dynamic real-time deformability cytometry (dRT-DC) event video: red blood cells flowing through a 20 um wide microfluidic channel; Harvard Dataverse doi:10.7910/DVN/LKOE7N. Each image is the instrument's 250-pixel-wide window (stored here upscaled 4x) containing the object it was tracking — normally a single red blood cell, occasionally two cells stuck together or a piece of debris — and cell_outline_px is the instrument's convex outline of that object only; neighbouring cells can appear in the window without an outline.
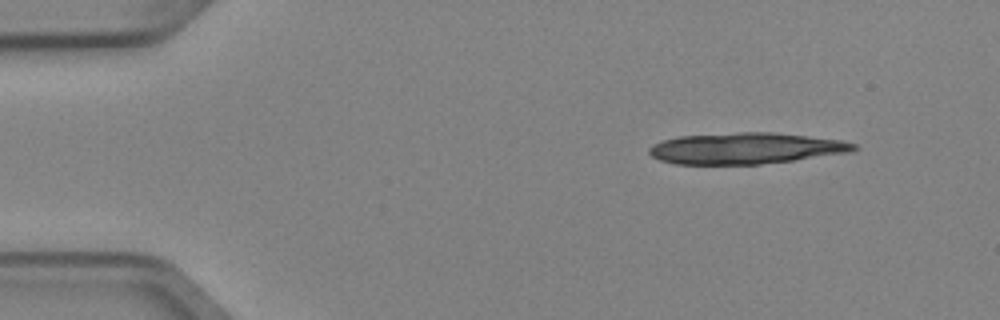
{"species": "Egyptian fruit bat (a non-hibernating species)", "species_latin": "Rousettus aegyptiacus", "temperature_condition": "cold", "stored_images_in_passage": 4, "camera_frame_rate_fps": 3000, "um_per_image_px": 0.085, "animal": {"sex": "female"}, "frame": {"image": 1, "passage_image": 1, "time_ms": 0.0, "image_size_px": [1000, 320], "cell_outline_px": [[860, 148], [852, 152], [792, 160], [760, 164], [676, 164], [660, 160], [652, 156], [648, 152], [648, 148], [652, 144], [664, 140], [680, 136], [736, 132], [772, 132], [808, 136], [840, 140], [856, 144]], "centroid_in_image_um": [63.38, 12.6], "position_along_channel_um": 21.6, "area_um2": 37.17}}
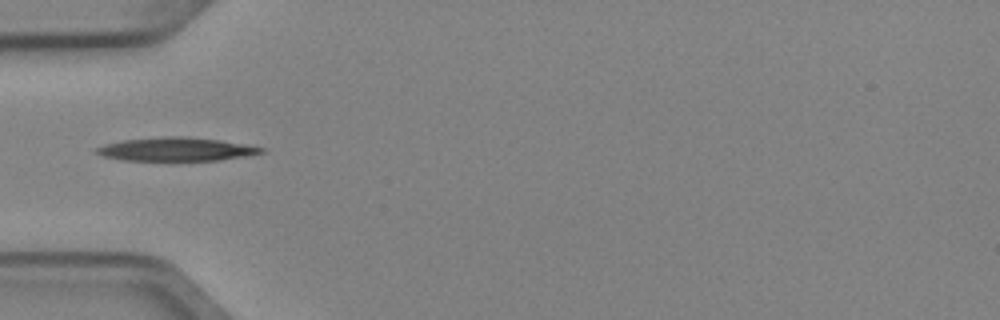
{"frame": {"image": 2, "passage_image": 4, "time_ms": 1.0, "image_size_px": [1000, 320], "cell_outline_px": [[264, 152], [248, 156], [220, 160], [172, 164], [120, 160], [104, 156], [96, 152], [96, 148], [104, 144], [124, 140], [164, 136], [180, 136], [220, 140], [264, 148]], "centroid_in_image_um": [14.94, 12.75], "position_along_channel_um": 70.1, "area_um2": 23.76}}